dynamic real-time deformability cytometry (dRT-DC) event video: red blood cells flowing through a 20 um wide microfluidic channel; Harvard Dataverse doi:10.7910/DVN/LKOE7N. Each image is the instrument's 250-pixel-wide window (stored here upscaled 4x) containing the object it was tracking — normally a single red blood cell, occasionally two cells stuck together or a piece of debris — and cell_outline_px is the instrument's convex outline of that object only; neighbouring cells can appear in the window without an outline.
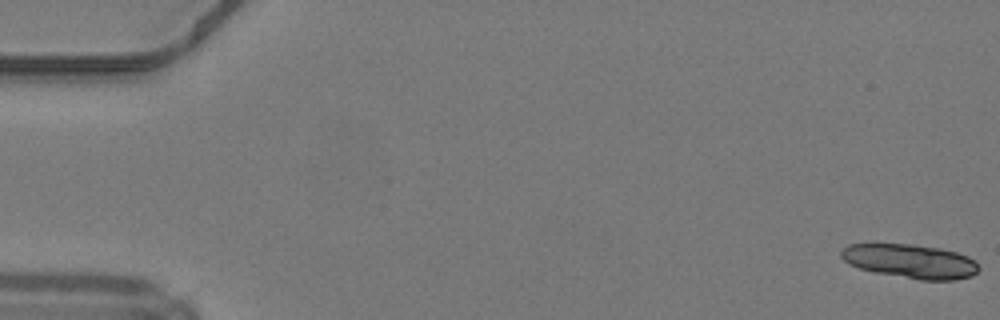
{"species": "common noctule bat (a hibernating species)", "species_latin": "Nyctalus noctula", "temperature_condition": "warm", "stored_images_in_passage": 3, "camera_frame_rate_fps": 3000, "um_per_image_px": 0.085, "animal": {"sex": "male", "body_mass_g": 19.2, "forearm_length_mm": 51.8}, "frame": {"image": 1, "passage_image": 1, "time_ms": 0.0, "image_size_px": [1000, 320], "cell_outline_px": [[980, 268], [972, 276], [956, 280], [920, 280], [876, 272], [860, 268], [848, 264], [840, 256], [840, 252], [848, 244], [912, 244], [940, 248], [956, 252], [968, 256], [976, 260]], "centroid_in_image_um": [77.41, 22.2], "position_along_channel_um": 7.6, "area_um2": 27.34}}